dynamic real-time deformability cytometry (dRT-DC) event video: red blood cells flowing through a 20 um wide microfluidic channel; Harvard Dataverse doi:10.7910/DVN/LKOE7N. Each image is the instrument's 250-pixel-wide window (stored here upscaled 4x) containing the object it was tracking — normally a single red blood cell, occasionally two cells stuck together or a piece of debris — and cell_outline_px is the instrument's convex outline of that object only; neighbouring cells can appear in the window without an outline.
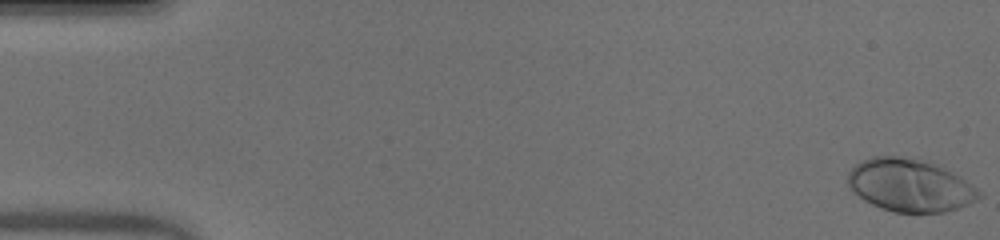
{"species": "human", "species_latin": "Homo sapiens", "temperature_condition": "warm", "stored_images_in_passage": 52, "camera_frame_rate_fps": 3000, "um_per_image_px": 0.085, "donor": {"sex": "male"}, "frame": {"image": 1, "passage_image": 1, "time_ms": 0.0, "image_size_px": [1000, 240], "cell_outline_px": [[984, 196], [968, 204], [944, 212], [892, 212], [880, 208], [864, 200], [848, 188], [848, 172], [856, 164], [872, 156], [896, 156], [944, 164], [976, 188]], "centroid_in_image_um": [77.36, 15.74], "position_along_channel_um": 7.6, "area_um2": 40.52}}
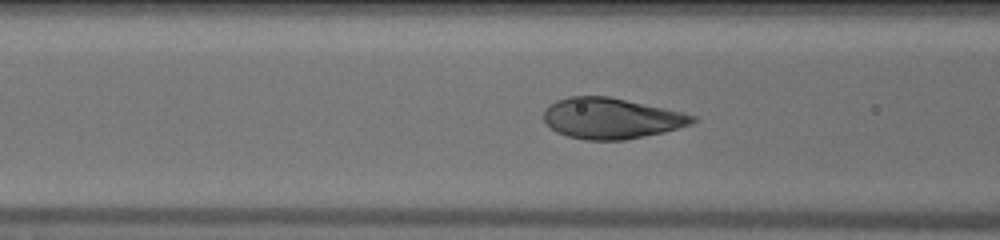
{"frame": {"image": 2, "passage_image": 21, "time_ms": 6.667, "image_size_px": [1000, 240], "cell_outline_px": [[696, 120], [692, 124], [664, 132], [624, 140], [584, 140], [568, 136], [556, 132], [544, 124], [544, 112], [548, 104], [556, 100], [568, 96], [608, 96], [664, 108], [696, 116]], "centroid_in_image_um": [51.9, 10.06], "position_along_channel_um": 114.7, "area_um2": 35.43}}
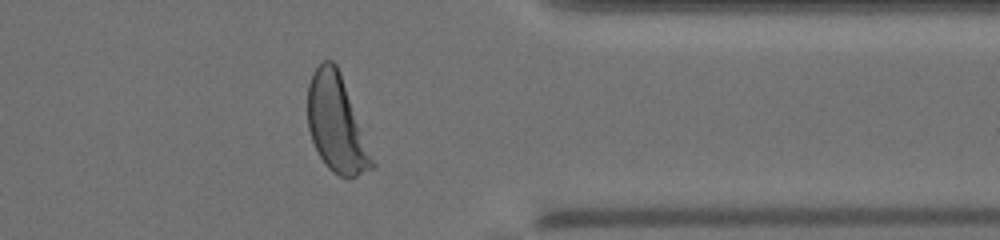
{"frame": {"image": 3, "passage_image": 42, "time_ms": 13.667, "image_size_px": [1000, 240], "cell_outline_px": [[376, 164], [372, 168], [348, 180], [332, 172], [324, 164], [312, 140], [308, 128], [308, 84], [312, 72], [324, 60], [332, 60], [336, 64], [340, 72]], "centroid_in_image_um": [28.59, 10.54], "position_along_channel_um": 382.8, "area_um2": 36.18}, "authors_computed_cell_mechanics": {"area_um2": 36.6741, "velocity_mm_per_s": 3.9744, "shape_relaxation_time_tau1_ms": 2.0992, "shape_relaxation_time_tau2_ms": null, "deformation_change_tau1": 0.1784, "deformation_change_tau2": null}}